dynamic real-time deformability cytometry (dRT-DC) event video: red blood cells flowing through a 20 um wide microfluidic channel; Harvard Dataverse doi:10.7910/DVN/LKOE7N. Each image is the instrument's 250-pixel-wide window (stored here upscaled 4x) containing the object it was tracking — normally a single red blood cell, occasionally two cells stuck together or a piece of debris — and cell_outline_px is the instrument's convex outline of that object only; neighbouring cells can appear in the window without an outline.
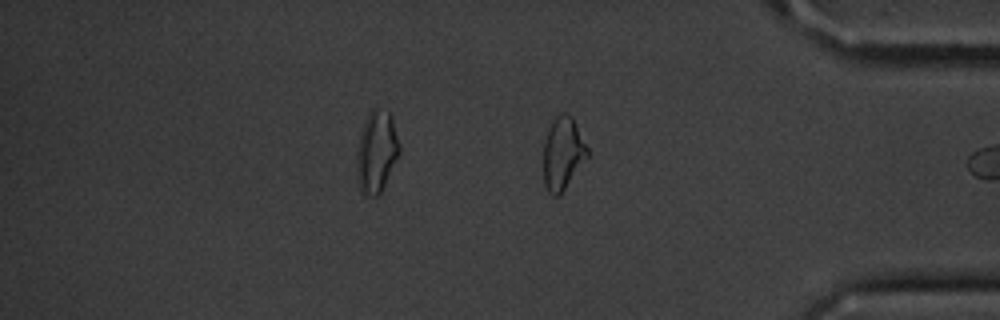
{"species": "common noctule bat (a hibernating species)", "species_latin": "Nyctalus noctula", "temperature_condition": "cold", "stored_images_in_passage": 15, "segment_of_instrument_passage": [2, 2], "camera_frame_rate_fps": 3000, "um_per_image_px": 0.085, "animal": {"sex": "male", "body_mass_g": 20.1, "forearm_length_mm": 53.5}, "frame": {"image": 1, "passage_image": 15, "time_ms": 18.0, "image_size_px": [1000, 320], "cell_outline_px": [[592, 156], [560, 196], [552, 196], [548, 192], [544, 184], [544, 144], [548, 128], [552, 120], [556, 116], [564, 112], [572, 116], [592, 152]], "centroid_in_image_um": [47.92, 13.07], "position_along_channel_um": 387.3, "area_um2": 19.59}}